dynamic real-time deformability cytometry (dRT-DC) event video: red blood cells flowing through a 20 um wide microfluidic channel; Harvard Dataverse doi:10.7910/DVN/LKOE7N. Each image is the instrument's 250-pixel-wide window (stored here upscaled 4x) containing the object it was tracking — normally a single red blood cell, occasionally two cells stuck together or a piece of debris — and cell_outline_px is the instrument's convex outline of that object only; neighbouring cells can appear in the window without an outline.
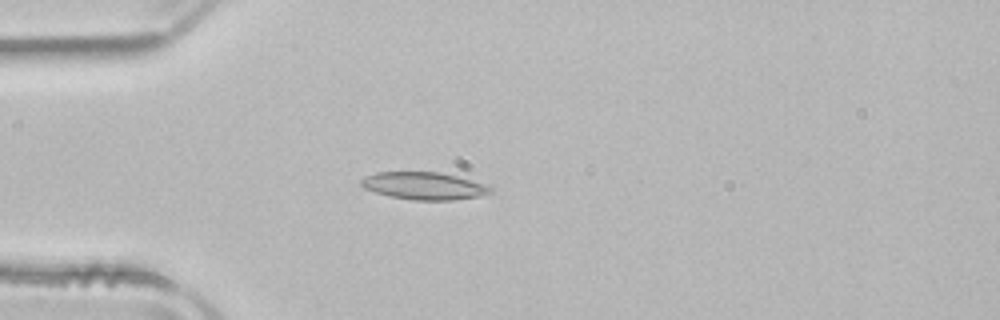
{"species": "common noctule bat (a hibernating species)", "species_latin": "Nyctalus noctula", "temperature_condition": "room temperature", "stored_images_in_passage": 3, "camera_frame_rate_fps": 3000, "um_per_image_px": 0.085, "animal": {"sex": "male", "body_mass_g": 21.5, "forearm_length_mm": 52.0}, "frame": {"image": 1, "passage_image": 3, "time_ms": 0.667, "image_size_px": [1000, 320], "cell_outline_px": [[492, 192], [480, 196], [452, 200], [412, 200], [392, 196], [376, 192], [364, 188], [360, 184], [360, 180], [364, 176], [376, 172], [440, 172], [456, 176], [492, 188]], "centroid_in_image_um": [35.98, 15.79], "position_along_channel_um": 49.0, "area_um2": 20.35}}